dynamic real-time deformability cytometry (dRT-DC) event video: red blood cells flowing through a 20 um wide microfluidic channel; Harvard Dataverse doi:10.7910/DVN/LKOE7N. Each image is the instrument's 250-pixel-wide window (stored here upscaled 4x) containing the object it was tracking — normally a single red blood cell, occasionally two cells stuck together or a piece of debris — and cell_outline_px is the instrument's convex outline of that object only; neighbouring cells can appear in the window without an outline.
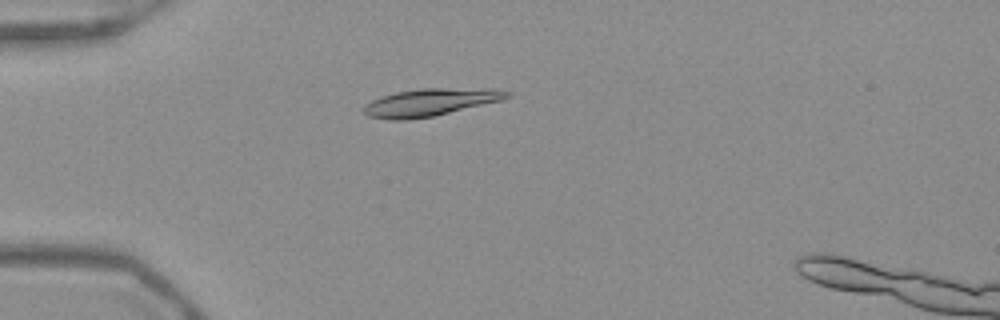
{"species": "Egyptian fruit bat (a non-hibernating species)", "species_latin": "Rousettus aegyptiacus", "temperature_condition": "warm", "stored_images_in_passage": 54, "segment_of_instrument_passage": [1, 2], "camera_frame_rate_fps": 3000, "um_per_image_px": 0.085, "frame": {"image": 1, "passage_image": 15, "time_ms": 4.667, "image_size_px": [1000, 320], "cell_outline_px": [[512, 96], [500, 100], [436, 116], [408, 120], [388, 120], [368, 116], [364, 112], [364, 104], [380, 96], [396, 92], [420, 88], [444, 88], [512, 92]], "centroid_in_image_um": [36.43, 8.72], "position_along_channel_um": 48.6, "area_um2": 22.48}}
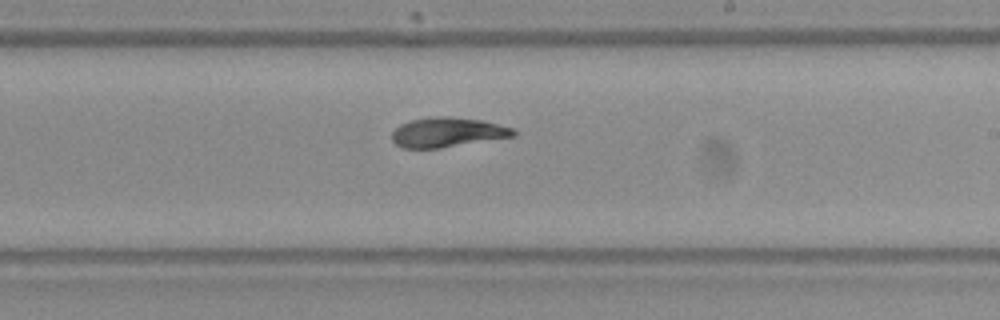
{"frame": {"image": 2, "passage_image": 32, "time_ms": 10.333, "image_size_px": [1000, 320], "cell_outline_px": [[516, 136], [440, 148], [400, 148], [392, 140], [392, 132], [400, 124], [412, 120], [432, 116], [448, 116], [480, 120], [516, 128]], "centroid_in_image_um": [38.04, 11.24], "position_along_channel_um": 251.0, "area_um2": 21.1}}
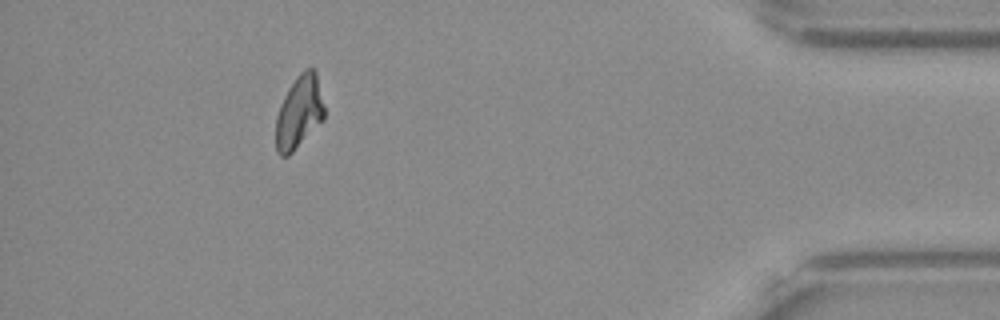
{"frame": {"image": 3, "passage_image": 48, "time_ms": 15.667, "image_size_px": [1000, 320], "cell_outline_px": [[324, 120], [288, 156], [280, 156], [276, 152], [276, 116], [280, 104], [288, 88], [296, 76], [304, 68], [312, 68], [316, 72], [324, 104]], "centroid_in_image_um": [25.42, 9.53], "position_along_channel_um": 409.8, "area_um2": 20.69}}